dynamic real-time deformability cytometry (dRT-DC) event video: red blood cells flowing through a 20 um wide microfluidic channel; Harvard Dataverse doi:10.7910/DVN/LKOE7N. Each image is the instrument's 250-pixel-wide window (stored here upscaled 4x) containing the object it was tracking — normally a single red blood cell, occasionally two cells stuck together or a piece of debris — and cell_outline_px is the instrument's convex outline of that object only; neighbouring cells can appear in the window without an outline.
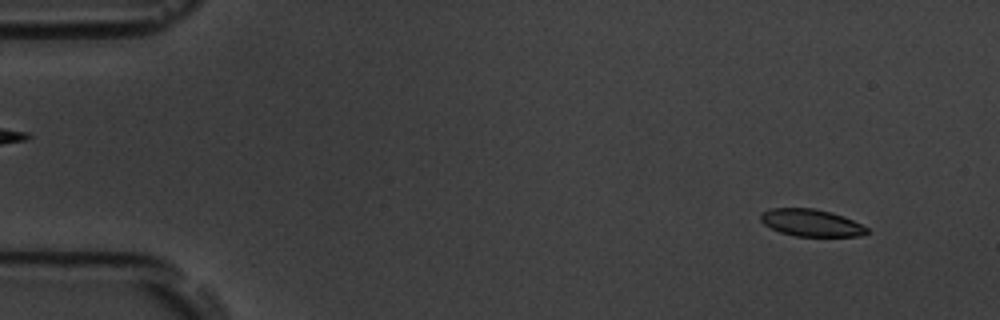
{"species": "common noctule bat (a hibernating species)", "species_latin": "Nyctalus noctula", "temperature_condition": "room temperature", "stored_images_in_passage": 53, "camera_frame_rate_fps": 3000, "um_per_image_px": 0.085, "animal": {"sex": "male", "body_mass_g": 19.5, "forearm_length_mm": 54.6}, "frame": {"image": 1, "passage_image": 4, "time_ms": 1.0, "image_size_px": [1000, 320], "cell_outline_px": [[868, 232], [860, 236], [796, 236], [780, 232], [764, 224], [760, 220], [760, 212], [768, 208], [812, 208], [832, 212], [852, 220], [868, 228]], "centroid_in_image_um": [68.91, 18.93], "position_along_channel_um": 16.1, "area_um2": 16.76}}
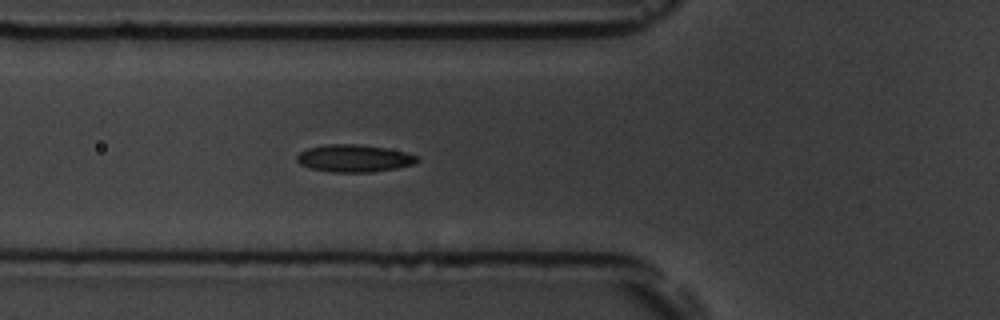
{"frame": {"image": 2, "passage_image": 19, "time_ms": 6.0, "image_size_px": [1000, 320], "cell_outline_px": [[420, 160], [412, 164], [396, 168], [372, 172], [332, 172], [308, 168], [300, 164], [296, 160], [296, 156], [300, 152], [308, 148], [328, 144], [360, 144], [408, 152], [420, 156]], "centroid_in_image_um": [30.11, 13.45], "position_along_channel_um": 95.7, "area_um2": 19.31}}
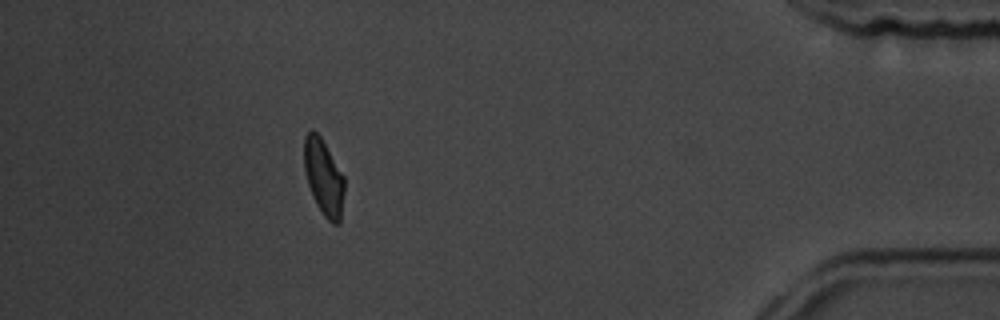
{"frame": {"image": 3, "passage_image": 48, "time_ms": 15.667, "image_size_px": [1000, 320], "cell_outline_px": [[344, 192], [340, 224], [332, 224], [324, 216], [316, 204], [312, 196], [308, 184], [304, 168], [304, 136], [312, 128], [320, 136], [344, 176]], "centroid_in_image_um": [27.51, 15.08], "position_along_channel_um": 407.7, "area_um2": 17.86}, "authors_computed_cell_mechanics": {"area_um2": 18.3804, "velocity_mm_per_s": 3.7757, "shape_relaxation_time_tau1_ms": 5.0999, "shape_relaxation_time_tau2_ms": 1.8509, "deformation_change_tau1": 0.1223, "deformation_change_tau2": 0.0618}}